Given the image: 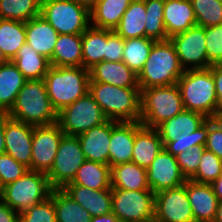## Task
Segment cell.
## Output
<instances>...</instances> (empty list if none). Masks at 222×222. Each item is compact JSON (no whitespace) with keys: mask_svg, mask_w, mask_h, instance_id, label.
<instances>
[{"mask_svg":"<svg viewBox=\"0 0 222 222\" xmlns=\"http://www.w3.org/2000/svg\"><path fill=\"white\" fill-rule=\"evenodd\" d=\"M27 79L9 60L0 66V113H8Z\"/></svg>","mask_w":222,"mask_h":222,"instance_id":"obj_27","label":"cell"},{"mask_svg":"<svg viewBox=\"0 0 222 222\" xmlns=\"http://www.w3.org/2000/svg\"><path fill=\"white\" fill-rule=\"evenodd\" d=\"M0 222H19V213L0 201Z\"/></svg>","mask_w":222,"mask_h":222,"instance_id":"obj_48","label":"cell"},{"mask_svg":"<svg viewBox=\"0 0 222 222\" xmlns=\"http://www.w3.org/2000/svg\"><path fill=\"white\" fill-rule=\"evenodd\" d=\"M27 80H40L51 67L49 59L35 51L27 42L12 60Z\"/></svg>","mask_w":222,"mask_h":222,"instance_id":"obj_30","label":"cell"},{"mask_svg":"<svg viewBox=\"0 0 222 222\" xmlns=\"http://www.w3.org/2000/svg\"><path fill=\"white\" fill-rule=\"evenodd\" d=\"M95 190L111 189V167L102 163L86 160L77 170L72 182Z\"/></svg>","mask_w":222,"mask_h":222,"instance_id":"obj_31","label":"cell"},{"mask_svg":"<svg viewBox=\"0 0 222 222\" xmlns=\"http://www.w3.org/2000/svg\"><path fill=\"white\" fill-rule=\"evenodd\" d=\"M177 85L184 109L200 113L208 119L217 118V95L211 66L184 70Z\"/></svg>","mask_w":222,"mask_h":222,"instance_id":"obj_3","label":"cell"},{"mask_svg":"<svg viewBox=\"0 0 222 222\" xmlns=\"http://www.w3.org/2000/svg\"><path fill=\"white\" fill-rule=\"evenodd\" d=\"M41 0H0V18L26 22L40 15Z\"/></svg>","mask_w":222,"mask_h":222,"instance_id":"obj_37","label":"cell"},{"mask_svg":"<svg viewBox=\"0 0 222 222\" xmlns=\"http://www.w3.org/2000/svg\"><path fill=\"white\" fill-rule=\"evenodd\" d=\"M52 190L46 173L28 170L5 186L3 201L20 214L30 206L46 200Z\"/></svg>","mask_w":222,"mask_h":222,"instance_id":"obj_8","label":"cell"},{"mask_svg":"<svg viewBox=\"0 0 222 222\" xmlns=\"http://www.w3.org/2000/svg\"><path fill=\"white\" fill-rule=\"evenodd\" d=\"M5 153L4 113H0V154Z\"/></svg>","mask_w":222,"mask_h":222,"instance_id":"obj_51","label":"cell"},{"mask_svg":"<svg viewBox=\"0 0 222 222\" xmlns=\"http://www.w3.org/2000/svg\"><path fill=\"white\" fill-rule=\"evenodd\" d=\"M107 121V117L89 92L57 113V123L68 136H77Z\"/></svg>","mask_w":222,"mask_h":222,"instance_id":"obj_10","label":"cell"},{"mask_svg":"<svg viewBox=\"0 0 222 222\" xmlns=\"http://www.w3.org/2000/svg\"><path fill=\"white\" fill-rule=\"evenodd\" d=\"M79 5L84 6L89 11L98 3L99 0H73Z\"/></svg>","mask_w":222,"mask_h":222,"instance_id":"obj_52","label":"cell"},{"mask_svg":"<svg viewBox=\"0 0 222 222\" xmlns=\"http://www.w3.org/2000/svg\"><path fill=\"white\" fill-rule=\"evenodd\" d=\"M33 125L14 120L4 113L5 153L31 170Z\"/></svg>","mask_w":222,"mask_h":222,"instance_id":"obj_17","label":"cell"},{"mask_svg":"<svg viewBox=\"0 0 222 222\" xmlns=\"http://www.w3.org/2000/svg\"><path fill=\"white\" fill-rule=\"evenodd\" d=\"M163 148V142L156 128L145 127L140 121H135L131 162L147 169Z\"/></svg>","mask_w":222,"mask_h":222,"instance_id":"obj_21","label":"cell"},{"mask_svg":"<svg viewBox=\"0 0 222 222\" xmlns=\"http://www.w3.org/2000/svg\"><path fill=\"white\" fill-rule=\"evenodd\" d=\"M154 219L158 222H195L185 184L155 193Z\"/></svg>","mask_w":222,"mask_h":222,"instance_id":"obj_15","label":"cell"},{"mask_svg":"<svg viewBox=\"0 0 222 222\" xmlns=\"http://www.w3.org/2000/svg\"><path fill=\"white\" fill-rule=\"evenodd\" d=\"M50 197L53 199L57 222H91L89 212L62 189H53Z\"/></svg>","mask_w":222,"mask_h":222,"instance_id":"obj_35","label":"cell"},{"mask_svg":"<svg viewBox=\"0 0 222 222\" xmlns=\"http://www.w3.org/2000/svg\"><path fill=\"white\" fill-rule=\"evenodd\" d=\"M86 160L109 165L111 120L77 135Z\"/></svg>","mask_w":222,"mask_h":222,"instance_id":"obj_20","label":"cell"},{"mask_svg":"<svg viewBox=\"0 0 222 222\" xmlns=\"http://www.w3.org/2000/svg\"><path fill=\"white\" fill-rule=\"evenodd\" d=\"M146 8L145 37L155 41L167 40L163 10L165 0H144Z\"/></svg>","mask_w":222,"mask_h":222,"instance_id":"obj_38","label":"cell"},{"mask_svg":"<svg viewBox=\"0 0 222 222\" xmlns=\"http://www.w3.org/2000/svg\"><path fill=\"white\" fill-rule=\"evenodd\" d=\"M197 25L211 27L222 24V0H190Z\"/></svg>","mask_w":222,"mask_h":222,"instance_id":"obj_39","label":"cell"},{"mask_svg":"<svg viewBox=\"0 0 222 222\" xmlns=\"http://www.w3.org/2000/svg\"><path fill=\"white\" fill-rule=\"evenodd\" d=\"M19 222H57L53 199L48 197L43 202L32 205L21 212Z\"/></svg>","mask_w":222,"mask_h":222,"instance_id":"obj_41","label":"cell"},{"mask_svg":"<svg viewBox=\"0 0 222 222\" xmlns=\"http://www.w3.org/2000/svg\"><path fill=\"white\" fill-rule=\"evenodd\" d=\"M65 133L57 122L34 126L31 147V171L47 173L54 162L59 143Z\"/></svg>","mask_w":222,"mask_h":222,"instance_id":"obj_14","label":"cell"},{"mask_svg":"<svg viewBox=\"0 0 222 222\" xmlns=\"http://www.w3.org/2000/svg\"><path fill=\"white\" fill-rule=\"evenodd\" d=\"M112 213L120 222H146L154 218V196L151 190L111 188Z\"/></svg>","mask_w":222,"mask_h":222,"instance_id":"obj_11","label":"cell"},{"mask_svg":"<svg viewBox=\"0 0 222 222\" xmlns=\"http://www.w3.org/2000/svg\"><path fill=\"white\" fill-rule=\"evenodd\" d=\"M211 185L219 202H222V173Z\"/></svg>","mask_w":222,"mask_h":222,"instance_id":"obj_49","label":"cell"},{"mask_svg":"<svg viewBox=\"0 0 222 222\" xmlns=\"http://www.w3.org/2000/svg\"><path fill=\"white\" fill-rule=\"evenodd\" d=\"M86 161L77 136L64 135L51 169L46 173L53 189H62L72 182L79 167Z\"/></svg>","mask_w":222,"mask_h":222,"instance_id":"obj_12","label":"cell"},{"mask_svg":"<svg viewBox=\"0 0 222 222\" xmlns=\"http://www.w3.org/2000/svg\"><path fill=\"white\" fill-rule=\"evenodd\" d=\"M25 29L26 42L50 60L59 33L41 15L26 21Z\"/></svg>","mask_w":222,"mask_h":222,"instance_id":"obj_25","label":"cell"},{"mask_svg":"<svg viewBox=\"0 0 222 222\" xmlns=\"http://www.w3.org/2000/svg\"><path fill=\"white\" fill-rule=\"evenodd\" d=\"M106 55V29L89 26L82 33V67L90 69L104 60Z\"/></svg>","mask_w":222,"mask_h":222,"instance_id":"obj_33","label":"cell"},{"mask_svg":"<svg viewBox=\"0 0 222 222\" xmlns=\"http://www.w3.org/2000/svg\"><path fill=\"white\" fill-rule=\"evenodd\" d=\"M91 222H120V221L113 213H110L101 216H94L92 217Z\"/></svg>","mask_w":222,"mask_h":222,"instance_id":"obj_50","label":"cell"},{"mask_svg":"<svg viewBox=\"0 0 222 222\" xmlns=\"http://www.w3.org/2000/svg\"><path fill=\"white\" fill-rule=\"evenodd\" d=\"M112 188L124 190H150L147 184V169L127 162L111 167Z\"/></svg>","mask_w":222,"mask_h":222,"instance_id":"obj_29","label":"cell"},{"mask_svg":"<svg viewBox=\"0 0 222 222\" xmlns=\"http://www.w3.org/2000/svg\"><path fill=\"white\" fill-rule=\"evenodd\" d=\"M140 90V122L145 127L156 128L184 109L177 84Z\"/></svg>","mask_w":222,"mask_h":222,"instance_id":"obj_7","label":"cell"},{"mask_svg":"<svg viewBox=\"0 0 222 222\" xmlns=\"http://www.w3.org/2000/svg\"><path fill=\"white\" fill-rule=\"evenodd\" d=\"M205 149L222 160V119H209V132Z\"/></svg>","mask_w":222,"mask_h":222,"instance_id":"obj_45","label":"cell"},{"mask_svg":"<svg viewBox=\"0 0 222 222\" xmlns=\"http://www.w3.org/2000/svg\"><path fill=\"white\" fill-rule=\"evenodd\" d=\"M187 197L195 222H213L215 220L219 200L211 184L186 181Z\"/></svg>","mask_w":222,"mask_h":222,"instance_id":"obj_18","label":"cell"},{"mask_svg":"<svg viewBox=\"0 0 222 222\" xmlns=\"http://www.w3.org/2000/svg\"><path fill=\"white\" fill-rule=\"evenodd\" d=\"M4 194H5V185L0 179V201H3L4 199Z\"/></svg>","mask_w":222,"mask_h":222,"instance_id":"obj_54","label":"cell"},{"mask_svg":"<svg viewBox=\"0 0 222 222\" xmlns=\"http://www.w3.org/2000/svg\"><path fill=\"white\" fill-rule=\"evenodd\" d=\"M28 170V167L16 161L9 154H0V179L5 186L13 181H16Z\"/></svg>","mask_w":222,"mask_h":222,"instance_id":"obj_44","label":"cell"},{"mask_svg":"<svg viewBox=\"0 0 222 222\" xmlns=\"http://www.w3.org/2000/svg\"><path fill=\"white\" fill-rule=\"evenodd\" d=\"M9 60L6 58V56L3 54L2 50L0 49V66L2 64L7 63Z\"/></svg>","mask_w":222,"mask_h":222,"instance_id":"obj_55","label":"cell"},{"mask_svg":"<svg viewBox=\"0 0 222 222\" xmlns=\"http://www.w3.org/2000/svg\"><path fill=\"white\" fill-rule=\"evenodd\" d=\"M205 146L192 147L175 156L182 174L190 179L198 170Z\"/></svg>","mask_w":222,"mask_h":222,"instance_id":"obj_43","label":"cell"},{"mask_svg":"<svg viewBox=\"0 0 222 222\" xmlns=\"http://www.w3.org/2000/svg\"><path fill=\"white\" fill-rule=\"evenodd\" d=\"M213 222H222V202H219L215 220Z\"/></svg>","mask_w":222,"mask_h":222,"instance_id":"obj_53","label":"cell"},{"mask_svg":"<svg viewBox=\"0 0 222 222\" xmlns=\"http://www.w3.org/2000/svg\"><path fill=\"white\" fill-rule=\"evenodd\" d=\"M184 69L170 39L155 41L148 59L137 75L140 89L177 84Z\"/></svg>","mask_w":222,"mask_h":222,"instance_id":"obj_6","label":"cell"},{"mask_svg":"<svg viewBox=\"0 0 222 222\" xmlns=\"http://www.w3.org/2000/svg\"><path fill=\"white\" fill-rule=\"evenodd\" d=\"M43 80L51 105L58 113L89 92L90 72L84 67L51 66Z\"/></svg>","mask_w":222,"mask_h":222,"instance_id":"obj_5","label":"cell"},{"mask_svg":"<svg viewBox=\"0 0 222 222\" xmlns=\"http://www.w3.org/2000/svg\"><path fill=\"white\" fill-rule=\"evenodd\" d=\"M146 222H158L154 218L152 220L146 221Z\"/></svg>","mask_w":222,"mask_h":222,"instance_id":"obj_56","label":"cell"},{"mask_svg":"<svg viewBox=\"0 0 222 222\" xmlns=\"http://www.w3.org/2000/svg\"><path fill=\"white\" fill-rule=\"evenodd\" d=\"M40 15L59 34H82L90 26V11L73 0H41Z\"/></svg>","mask_w":222,"mask_h":222,"instance_id":"obj_9","label":"cell"},{"mask_svg":"<svg viewBox=\"0 0 222 222\" xmlns=\"http://www.w3.org/2000/svg\"><path fill=\"white\" fill-rule=\"evenodd\" d=\"M205 39L209 63L222 64V24L205 27Z\"/></svg>","mask_w":222,"mask_h":222,"instance_id":"obj_42","label":"cell"},{"mask_svg":"<svg viewBox=\"0 0 222 222\" xmlns=\"http://www.w3.org/2000/svg\"><path fill=\"white\" fill-rule=\"evenodd\" d=\"M49 62L55 67H82V34H59Z\"/></svg>","mask_w":222,"mask_h":222,"instance_id":"obj_26","label":"cell"},{"mask_svg":"<svg viewBox=\"0 0 222 222\" xmlns=\"http://www.w3.org/2000/svg\"><path fill=\"white\" fill-rule=\"evenodd\" d=\"M89 94L98 103L108 120L140 121V87H118L101 82H89Z\"/></svg>","mask_w":222,"mask_h":222,"instance_id":"obj_2","label":"cell"},{"mask_svg":"<svg viewBox=\"0 0 222 222\" xmlns=\"http://www.w3.org/2000/svg\"><path fill=\"white\" fill-rule=\"evenodd\" d=\"M132 0H99L90 10V25L114 30Z\"/></svg>","mask_w":222,"mask_h":222,"instance_id":"obj_28","label":"cell"},{"mask_svg":"<svg viewBox=\"0 0 222 222\" xmlns=\"http://www.w3.org/2000/svg\"><path fill=\"white\" fill-rule=\"evenodd\" d=\"M135 139V121H111V138L109 146L110 167L132 161Z\"/></svg>","mask_w":222,"mask_h":222,"instance_id":"obj_22","label":"cell"},{"mask_svg":"<svg viewBox=\"0 0 222 222\" xmlns=\"http://www.w3.org/2000/svg\"><path fill=\"white\" fill-rule=\"evenodd\" d=\"M124 49V39L114 30L106 29V55L105 61H122Z\"/></svg>","mask_w":222,"mask_h":222,"instance_id":"obj_46","label":"cell"},{"mask_svg":"<svg viewBox=\"0 0 222 222\" xmlns=\"http://www.w3.org/2000/svg\"><path fill=\"white\" fill-rule=\"evenodd\" d=\"M169 39L184 70L206 69L211 66L207 59L205 27L195 25Z\"/></svg>","mask_w":222,"mask_h":222,"instance_id":"obj_13","label":"cell"},{"mask_svg":"<svg viewBox=\"0 0 222 222\" xmlns=\"http://www.w3.org/2000/svg\"><path fill=\"white\" fill-rule=\"evenodd\" d=\"M144 0H132L114 31L124 40L145 37Z\"/></svg>","mask_w":222,"mask_h":222,"instance_id":"obj_32","label":"cell"},{"mask_svg":"<svg viewBox=\"0 0 222 222\" xmlns=\"http://www.w3.org/2000/svg\"><path fill=\"white\" fill-rule=\"evenodd\" d=\"M164 148L173 156L192 147L205 146L209 119L204 115L183 109L179 114L156 127Z\"/></svg>","mask_w":222,"mask_h":222,"instance_id":"obj_1","label":"cell"},{"mask_svg":"<svg viewBox=\"0 0 222 222\" xmlns=\"http://www.w3.org/2000/svg\"><path fill=\"white\" fill-rule=\"evenodd\" d=\"M26 42L25 22L0 18V49L13 60Z\"/></svg>","mask_w":222,"mask_h":222,"instance_id":"obj_34","label":"cell"},{"mask_svg":"<svg viewBox=\"0 0 222 222\" xmlns=\"http://www.w3.org/2000/svg\"><path fill=\"white\" fill-rule=\"evenodd\" d=\"M7 116L33 126L57 122L44 80H27Z\"/></svg>","mask_w":222,"mask_h":222,"instance_id":"obj_4","label":"cell"},{"mask_svg":"<svg viewBox=\"0 0 222 222\" xmlns=\"http://www.w3.org/2000/svg\"><path fill=\"white\" fill-rule=\"evenodd\" d=\"M222 173V160L213 152L204 150L198 170L190 178L197 183L212 184Z\"/></svg>","mask_w":222,"mask_h":222,"instance_id":"obj_40","label":"cell"},{"mask_svg":"<svg viewBox=\"0 0 222 222\" xmlns=\"http://www.w3.org/2000/svg\"><path fill=\"white\" fill-rule=\"evenodd\" d=\"M163 20L167 39L197 25L190 0H165Z\"/></svg>","mask_w":222,"mask_h":222,"instance_id":"obj_24","label":"cell"},{"mask_svg":"<svg viewBox=\"0 0 222 222\" xmlns=\"http://www.w3.org/2000/svg\"><path fill=\"white\" fill-rule=\"evenodd\" d=\"M178 162L172 154L163 148L147 168V184L155 194L159 191L185 184Z\"/></svg>","mask_w":222,"mask_h":222,"instance_id":"obj_16","label":"cell"},{"mask_svg":"<svg viewBox=\"0 0 222 222\" xmlns=\"http://www.w3.org/2000/svg\"><path fill=\"white\" fill-rule=\"evenodd\" d=\"M90 81L118 87H139L137 74L123 61H101L89 69Z\"/></svg>","mask_w":222,"mask_h":222,"instance_id":"obj_23","label":"cell"},{"mask_svg":"<svg viewBox=\"0 0 222 222\" xmlns=\"http://www.w3.org/2000/svg\"><path fill=\"white\" fill-rule=\"evenodd\" d=\"M217 95V119H222V64L211 65Z\"/></svg>","mask_w":222,"mask_h":222,"instance_id":"obj_47","label":"cell"},{"mask_svg":"<svg viewBox=\"0 0 222 222\" xmlns=\"http://www.w3.org/2000/svg\"><path fill=\"white\" fill-rule=\"evenodd\" d=\"M155 40L148 37H140L124 40L122 61L137 75L142 70Z\"/></svg>","mask_w":222,"mask_h":222,"instance_id":"obj_36","label":"cell"},{"mask_svg":"<svg viewBox=\"0 0 222 222\" xmlns=\"http://www.w3.org/2000/svg\"><path fill=\"white\" fill-rule=\"evenodd\" d=\"M62 190L87 210L91 217L112 213L111 189L95 190L76 184H66Z\"/></svg>","mask_w":222,"mask_h":222,"instance_id":"obj_19","label":"cell"}]
</instances>
